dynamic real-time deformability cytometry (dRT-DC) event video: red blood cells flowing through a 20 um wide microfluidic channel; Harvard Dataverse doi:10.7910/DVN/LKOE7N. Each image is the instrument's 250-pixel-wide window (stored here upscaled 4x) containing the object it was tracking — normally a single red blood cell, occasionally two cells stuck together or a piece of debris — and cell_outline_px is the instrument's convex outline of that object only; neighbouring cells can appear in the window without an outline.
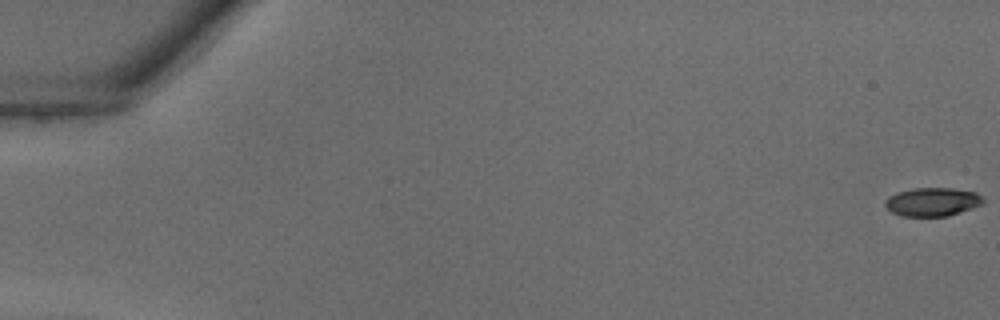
{"species": "common noctule bat (a hibernating species)", "species_latin": "Nyctalus noctula", "temperature_condition": "warm", "stored_images_in_passage": 11, "camera_frame_rate_fps": 3000, "um_per_image_px": 0.085, "animal": {"sex": "male", "body_mass_g": 18.8}, "frame": {"image": 1, "passage_image": 1, "time_ms": 0.0, "image_size_px": [1000, 320], "cell_outline_px": [[984, 204], [948, 216], [900, 216], [892, 212], [884, 204], [884, 200], [888, 196], [896, 192], [916, 188], [952, 188], [976, 192], [984, 200]], "centroid_in_image_um": [79.24, 17.16], "position_along_channel_um": 5.8, "area_um2": 16.36}}